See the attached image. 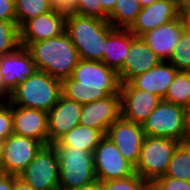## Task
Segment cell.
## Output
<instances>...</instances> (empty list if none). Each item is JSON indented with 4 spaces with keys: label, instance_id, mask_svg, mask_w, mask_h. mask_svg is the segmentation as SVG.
I'll return each mask as SVG.
<instances>
[{
    "label": "cell",
    "instance_id": "5bb4252c",
    "mask_svg": "<svg viewBox=\"0 0 190 190\" xmlns=\"http://www.w3.org/2000/svg\"><path fill=\"white\" fill-rule=\"evenodd\" d=\"M106 136L116 145L121 155L136 166L145 137L142 126L121 116L108 128Z\"/></svg>",
    "mask_w": 190,
    "mask_h": 190
},
{
    "label": "cell",
    "instance_id": "c3c4849f",
    "mask_svg": "<svg viewBox=\"0 0 190 190\" xmlns=\"http://www.w3.org/2000/svg\"><path fill=\"white\" fill-rule=\"evenodd\" d=\"M53 6V0H47Z\"/></svg>",
    "mask_w": 190,
    "mask_h": 190
},
{
    "label": "cell",
    "instance_id": "e0dca14e",
    "mask_svg": "<svg viewBox=\"0 0 190 190\" xmlns=\"http://www.w3.org/2000/svg\"><path fill=\"white\" fill-rule=\"evenodd\" d=\"M36 70L31 54L24 46L20 45L13 52L0 57V73L4 87L10 93Z\"/></svg>",
    "mask_w": 190,
    "mask_h": 190
},
{
    "label": "cell",
    "instance_id": "d4e9b609",
    "mask_svg": "<svg viewBox=\"0 0 190 190\" xmlns=\"http://www.w3.org/2000/svg\"><path fill=\"white\" fill-rule=\"evenodd\" d=\"M185 107L190 101V72L178 71L163 99Z\"/></svg>",
    "mask_w": 190,
    "mask_h": 190
},
{
    "label": "cell",
    "instance_id": "ba28073f",
    "mask_svg": "<svg viewBox=\"0 0 190 190\" xmlns=\"http://www.w3.org/2000/svg\"><path fill=\"white\" fill-rule=\"evenodd\" d=\"M19 177L34 190H59L58 154L53 144L43 145Z\"/></svg>",
    "mask_w": 190,
    "mask_h": 190
},
{
    "label": "cell",
    "instance_id": "e575fe53",
    "mask_svg": "<svg viewBox=\"0 0 190 190\" xmlns=\"http://www.w3.org/2000/svg\"><path fill=\"white\" fill-rule=\"evenodd\" d=\"M77 5V0H53V8L55 10L71 13Z\"/></svg>",
    "mask_w": 190,
    "mask_h": 190
},
{
    "label": "cell",
    "instance_id": "7402d4cb",
    "mask_svg": "<svg viewBox=\"0 0 190 190\" xmlns=\"http://www.w3.org/2000/svg\"><path fill=\"white\" fill-rule=\"evenodd\" d=\"M134 37L135 35L129 29L115 28L107 37L102 62L118 72L125 63Z\"/></svg>",
    "mask_w": 190,
    "mask_h": 190
},
{
    "label": "cell",
    "instance_id": "7bdbcfd3",
    "mask_svg": "<svg viewBox=\"0 0 190 190\" xmlns=\"http://www.w3.org/2000/svg\"><path fill=\"white\" fill-rule=\"evenodd\" d=\"M3 162H4L3 141L0 139V175L3 174Z\"/></svg>",
    "mask_w": 190,
    "mask_h": 190
},
{
    "label": "cell",
    "instance_id": "484cf974",
    "mask_svg": "<svg viewBox=\"0 0 190 190\" xmlns=\"http://www.w3.org/2000/svg\"><path fill=\"white\" fill-rule=\"evenodd\" d=\"M52 9V5L47 0H15L18 28H20L27 20L47 13Z\"/></svg>",
    "mask_w": 190,
    "mask_h": 190
},
{
    "label": "cell",
    "instance_id": "9c48e42d",
    "mask_svg": "<svg viewBox=\"0 0 190 190\" xmlns=\"http://www.w3.org/2000/svg\"><path fill=\"white\" fill-rule=\"evenodd\" d=\"M93 160L98 181L123 179L135 174V166L121 155L106 135L94 149Z\"/></svg>",
    "mask_w": 190,
    "mask_h": 190
},
{
    "label": "cell",
    "instance_id": "b9f144b4",
    "mask_svg": "<svg viewBox=\"0 0 190 190\" xmlns=\"http://www.w3.org/2000/svg\"><path fill=\"white\" fill-rule=\"evenodd\" d=\"M185 109V119H186V124L188 126V129H190V101L189 103L184 107Z\"/></svg>",
    "mask_w": 190,
    "mask_h": 190
},
{
    "label": "cell",
    "instance_id": "74e56055",
    "mask_svg": "<svg viewBox=\"0 0 190 190\" xmlns=\"http://www.w3.org/2000/svg\"><path fill=\"white\" fill-rule=\"evenodd\" d=\"M102 9L109 15L115 8L116 0H99Z\"/></svg>",
    "mask_w": 190,
    "mask_h": 190
},
{
    "label": "cell",
    "instance_id": "4316f807",
    "mask_svg": "<svg viewBox=\"0 0 190 190\" xmlns=\"http://www.w3.org/2000/svg\"><path fill=\"white\" fill-rule=\"evenodd\" d=\"M165 176L190 181V152L182 143L175 149Z\"/></svg>",
    "mask_w": 190,
    "mask_h": 190
},
{
    "label": "cell",
    "instance_id": "60d3db41",
    "mask_svg": "<svg viewBox=\"0 0 190 190\" xmlns=\"http://www.w3.org/2000/svg\"><path fill=\"white\" fill-rule=\"evenodd\" d=\"M181 143L190 152V129L188 130L187 134L183 137Z\"/></svg>",
    "mask_w": 190,
    "mask_h": 190
},
{
    "label": "cell",
    "instance_id": "7dc6e473",
    "mask_svg": "<svg viewBox=\"0 0 190 190\" xmlns=\"http://www.w3.org/2000/svg\"><path fill=\"white\" fill-rule=\"evenodd\" d=\"M142 190H158L153 183H147Z\"/></svg>",
    "mask_w": 190,
    "mask_h": 190
},
{
    "label": "cell",
    "instance_id": "ee69618b",
    "mask_svg": "<svg viewBox=\"0 0 190 190\" xmlns=\"http://www.w3.org/2000/svg\"><path fill=\"white\" fill-rule=\"evenodd\" d=\"M180 7L182 13H184L187 10H190V0H182V2L180 3Z\"/></svg>",
    "mask_w": 190,
    "mask_h": 190
},
{
    "label": "cell",
    "instance_id": "4fadbf2b",
    "mask_svg": "<svg viewBox=\"0 0 190 190\" xmlns=\"http://www.w3.org/2000/svg\"><path fill=\"white\" fill-rule=\"evenodd\" d=\"M120 94L122 117L140 125L162 101L158 95L134 88L129 82L121 83Z\"/></svg>",
    "mask_w": 190,
    "mask_h": 190
},
{
    "label": "cell",
    "instance_id": "f1b7e54d",
    "mask_svg": "<svg viewBox=\"0 0 190 190\" xmlns=\"http://www.w3.org/2000/svg\"><path fill=\"white\" fill-rule=\"evenodd\" d=\"M19 28L17 22L0 19V57L19 47Z\"/></svg>",
    "mask_w": 190,
    "mask_h": 190
},
{
    "label": "cell",
    "instance_id": "836d02e7",
    "mask_svg": "<svg viewBox=\"0 0 190 190\" xmlns=\"http://www.w3.org/2000/svg\"><path fill=\"white\" fill-rule=\"evenodd\" d=\"M0 19L8 22H17L15 0H0Z\"/></svg>",
    "mask_w": 190,
    "mask_h": 190
},
{
    "label": "cell",
    "instance_id": "8d00e7d4",
    "mask_svg": "<svg viewBox=\"0 0 190 190\" xmlns=\"http://www.w3.org/2000/svg\"><path fill=\"white\" fill-rule=\"evenodd\" d=\"M13 190H34V189L19 176L14 175Z\"/></svg>",
    "mask_w": 190,
    "mask_h": 190
},
{
    "label": "cell",
    "instance_id": "d6986e66",
    "mask_svg": "<svg viewBox=\"0 0 190 190\" xmlns=\"http://www.w3.org/2000/svg\"><path fill=\"white\" fill-rule=\"evenodd\" d=\"M82 105L61 95L48 112L49 144L58 141L72 128L80 124Z\"/></svg>",
    "mask_w": 190,
    "mask_h": 190
},
{
    "label": "cell",
    "instance_id": "d590c367",
    "mask_svg": "<svg viewBox=\"0 0 190 190\" xmlns=\"http://www.w3.org/2000/svg\"><path fill=\"white\" fill-rule=\"evenodd\" d=\"M14 175H0V190H13Z\"/></svg>",
    "mask_w": 190,
    "mask_h": 190
},
{
    "label": "cell",
    "instance_id": "5b68a950",
    "mask_svg": "<svg viewBox=\"0 0 190 190\" xmlns=\"http://www.w3.org/2000/svg\"><path fill=\"white\" fill-rule=\"evenodd\" d=\"M58 154L59 190H74L97 180L93 153L67 146H54Z\"/></svg>",
    "mask_w": 190,
    "mask_h": 190
},
{
    "label": "cell",
    "instance_id": "83f0119b",
    "mask_svg": "<svg viewBox=\"0 0 190 190\" xmlns=\"http://www.w3.org/2000/svg\"><path fill=\"white\" fill-rule=\"evenodd\" d=\"M168 62L178 71L190 72V31L188 29L181 35Z\"/></svg>",
    "mask_w": 190,
    "mask_h": 190
},
{
    "label": "cell",
    "instance_id": "cb8c5ba5",
    "mask_svg": "<svg viewBox=\"0 0 190 190\" xmlns=\"http://www.w3.org/2000/svg\"><path fill=\"white\" fill-rule=\"evenodd\" d=\"M141 9L139 0H116L115 8L108 15L107 21L114 28L128 29Z\"/></svg>",
    "mask_w": 190,
    "mask_h": 190
},
{
    "label": "cell",
    "instance_id": "d6a6232c",
    "mask_svg": "<svg viewBox=\"0 0 190 190\" xmlns=\"http://www.w3.org/2000/svg\"><path fill=\"white\" fill-rule=\"evenodd\" d=\"M153 184L158 190H190V181L167 176L158 177Z\"/></svg>",
    "mask_w": 190,
    "mask_h": 190
},
{
    "label": "cell",
    "instance_id": "f35d334b",
    "mask_svg": "<svg viewBox=\"0 0 190 190\" xmlns=\"http://www.w3.org/2000/svg\"><path fill=\"white\" fill-rule=\"evenodd\" d=\"M74 190H104L103 182L96 180L92 184L74 189Z\"/></svg>",
    "mask_w": 190,
    "mask_h": 190
},
{
    "label": "cell",
    "instance_id": "7a4b0ae2",
    "mask_svg": "<svg viewBox=\"0 0 190 190\" xmlns=\"http://www.w3.org/2000/svg\"><path fill=\"white\" fill-rule=\"evenodd\" d=\"M26 49L37 70L61 81L72 76L80 60L78 50L66 31L59 36L30 43Z\"/></svg>",
    "mask_w": 190,
    "mask_h": 190
},
{
    "label": "cell",
    "instance_id": "52a82bcc",
    "mask_svg": "<svg viewBox=\"0 0 190 190\" xmlns=\"http://www.w3.org/2000/svg\"><path fill=\"white\" fill-rule=\"evenodd\" d=\"M141 126L145 136L175 139L180 142L189 130L184 107L163 99Z\"/></svg>",
    "mask_w": 190,
    "mask_h": 190
},
{
    "label": "cell",
    "instance_id": "7c38bea8",
    "mask_svg": "<svg viewBox=\"0 0 190 190\" xmlns=\"http://www.w3.org/2000/svg\"><path fill=\"white\" fill-rule=\"evenodd\" d=\"M122 116L121 94L110 96L82 105L80 124L100 130L106 135L108 128Z\"/></svg>",
    "mask_w": 190,
    "mask_h": 190
},
{
    "label": "cell",
    "instance_id": "9a60e30c",
    "mask_svg": "<svg viewBox=\"0 0 190 190\" xmlns=\"http://www.w3.org/2000/svg\"><path fill=\"white\" fill-rule=\"evenodd\" d=\"M176 0H159L141 9L133 24L128 28L136 37L171 22L182 15Z\"/></svg>",
    "mask_w": 190,
    "mask_h": 190
},
{
    "label": "cell",
    "instance_id": "f6af8a7d",
    "mask_svg": "<svg viewBox=\"0 0 190 190\" xmlns=\"http://www.w3.org/2000/svg\"><path fill=\"white\" fill-rule=\"evenodd\" d=\"M183 16L185 18L187 29L190 31V10H187L183 13Z\"/></svg>",
    "mask_w": 190,
    "mask_h": 190
},
{
    "label": "cell",
    "instance_id": "8992f818",
    "mask_svg": "<svg viewBox=\"0 0 190 190\" xmlns=\"http://www.w3.org/2000/svg\"><path fill=\"white\" fill-rule=\"evenodd\" d=\"M180 143L175 139L145 136L135 173L147 183H153L158 177L164 176Z\"/></svg>",
    "mask_w": 190,
    "mask_h": 190
},
{
    "label": "cell",
    "instance_id": "44dd1931",
    "mask_svg": "<svg viewBox=\"0 0 190 190\" xmlns=\"http://www.w3.org/2000/svg\"><path fill=\"white\" fill-rule=\"evenodd\" d=\"M177 72L178 70L168 61H162L152 69L133 77L129 83L134 88L148 91L164 99Z\"/></svg>",
    "mask_w": 190,
    "mask_h": 190
},
{
    "label": "cell",
    "instance_id": "3957f363",
    "mask_svg": "<svg viewBox=\"0 0 190 190\" xmlns=\"http://www.w3.org/2000/svg\"><path fill=\"white\" fill-rule=\"evenodd\" d=\"M114 29L106 20L66 13L65 31L78 50L80 59L102 62L107 37Z\"/></svg>",
    "mask_w": 190,
    "mask_h": 190
},
{
    "label": "cell",
    "instance_id": "ffe728a7",
    "mask_svg": "<svg viewBox=\"0 0 190 190\" xmlns=\"http://www.w3.org/2000/svg\"><path fill=\"white\" fill-rule=\"evenodd\" d=\"M186 29L187 24L182 14L179 18L150 30L141 37L155 54L163 61H168Z\"/></svg>",
    "mask_w": 190,
    "mask_h": 190
},
{
    "label": "cell",
    "instance_id": "1f68e13d",
    "mask_svg": "<svg viewBox=\"0 0 190 190\" xmlns=\"http://www.w3.org/2000/svg\"><path fill=\"white\" fill-rule=\"evenodd\" d=\"M12 133L11 103L0 100V139L6 140Z\"/></svg>",
    "mask_w": 190,
    "mask_h": 190
},
{
    "label": "cell",
    "instance_id": "2e32d148",
    "mask_svg": "<svg viewBox=\"0 0 190 190\" xmlns=\"http://www.w3.org/2000/svg\"><path fill=\"white\" fill-rule=\"evenodd\" d=\"M11 115L14 134L49 144L47 112L11 104Z\"/></svg>",
    "mask_w": 190,
    "mask_h": 190
},
{
    "label": "cell",
    "instance_id": "8fae6325",
    "mask_svg": "<svg viewBox=\"0 0 190 190\" xmlns=\"http://www.w3.org/2000/svg\"><path fill=\"white\" fill-rule=\"evenodd\" d=\"M42 146L37 140L12 133L3 141V174L19 176Z\"/></svg>",
    "mask_w": 190,
    "mask_h": 190
},
{
    "label": "cell",
    "instance_id": "ab89813d",
    "mask_svg": "<svg viewBox=\"0 0 190 190\" xmlns=\"http://www.w3.org/2000/svg\"><path fill=\"white\" fill-rule=\"evenodd\" d=\"M10 95H11V93L4 87L2 75L0 73V100L5 99L6 96H8V99H9Z\"/></svg>",
    "mask_w": 190,
    "mask_h": 190
},
{
    "label": "cell",
    "instance_id": "4dcf8cb0",
    "mask_svg": "<svg viewBox=\"0 0 190 190\" xmlns=\"http://www.w3.org/2000/svg\"><path fill=\"white\" fill-rule=\"evenodd\" d=\"M72 12L106 21L108 18V14L102 9L99 0H77L76 8Z\"/></svg>",
    "mask_w": 190,
    "mask_h": 190
},
{
    "label": "cell",
    "instance_id": "bcb514c9",
    "mask_svg": "<svg viewBox=\"0 0 190 190\" xmlns=\"http://www.w3.org/2000/svg\"><path fill=\"white\" fill-rule=\"evenodd\" d=\"M159 1V0H139L140 6L143 8L145 6H149L152 3Z\"/></svg>",
    "mask_w": 190,
    "mask_h": 190
},
{
    "label": "cell",
    "instance_id": "603a6c76",
    "mask_svg": "<svg viewBox=\"0 0 190 190\" xmlns=\"http://www.w3.org/2000/svg\"><path fill=\"white\" fill-rule=\"evenodd\" d=\"M104 136L100 130L78 124L54 142L53 146H67L93 153Z\"/></svg>",
    "mask_w": 190,
    "mask_h": 190
},
{
    "label": "cell",
    "instance_id": "f546056e",
    "mask_svg": "<svg viewBox=\"0 0 190 190\" xmlns=\"http://www.w3.org/2000/svg\"><path fill=\"white\" fill-rule=\"evenodd\" d=\"M147 182L138 174L123 179H112L103 182L104 190H142Z\"/></svg>",
    "mask_w": 190,
    "mask_h": 190
},
{
    "label": "cell",
    "instance_id": "277c9868",
    "mask_svg": "<svg viewBox=\"0 0 190 190\" xmlns=\"http://www.w3.org/2000/svg\"><path fill=\"white\" fill-rule=\"evenodd\" d=\"M62 95L61 80L36 70L11 92L12 105L49 112Z\"/></svg>",
    "mask_w": 190,
    "mask_h": 190
},
{
    "label": "cell",
    "instance_id": "30bf717a",
    "mask_svg": "<svg viewBox=\"0 0 190 190\" xmlns=\"http://www.w3.org/2000/svg\"><path fill=\"white\" fill-rule=\"evenodd\" d=\"M66 28V13L54 8L47 13L27 20L19 28V44L27 47L30 43L61 35Z\"/></svg>",
    "mask_w": 190,
    "mask_h": 190
},
{
    "label": "cell",
    "instance_id": "6da1fadb",
    "mask_svg": "<svg viewBox=\"0 0 190 190\" xmlns=\"http://www.w3.org/2000/svg\"><path fill=\"white\" fill-rule=\"evenodd\" d=\"M62 83V95L83 105L120 92L117 72L103 62L80 59Z\"/></svg>",
    "mask_w": 190,
    "mask_h": 190
},
{
    "label": "cell",
    "instance_id": "ac0fdd59",
    "mask_svg": "<svg viewBox=\"0 0 190 190\" xmlns=\"http://www.w3.org/2000/svg\"><path fill=\"white\" fill-rule=\"evenodd\" d=\"M163 60L155 54L142 37H134L125 63L117 72L120 83L129 82L133 77L152 69Z\"/></svg>",
    "mask_w": 190,
    "mask_h": 190
}]
</instances>
